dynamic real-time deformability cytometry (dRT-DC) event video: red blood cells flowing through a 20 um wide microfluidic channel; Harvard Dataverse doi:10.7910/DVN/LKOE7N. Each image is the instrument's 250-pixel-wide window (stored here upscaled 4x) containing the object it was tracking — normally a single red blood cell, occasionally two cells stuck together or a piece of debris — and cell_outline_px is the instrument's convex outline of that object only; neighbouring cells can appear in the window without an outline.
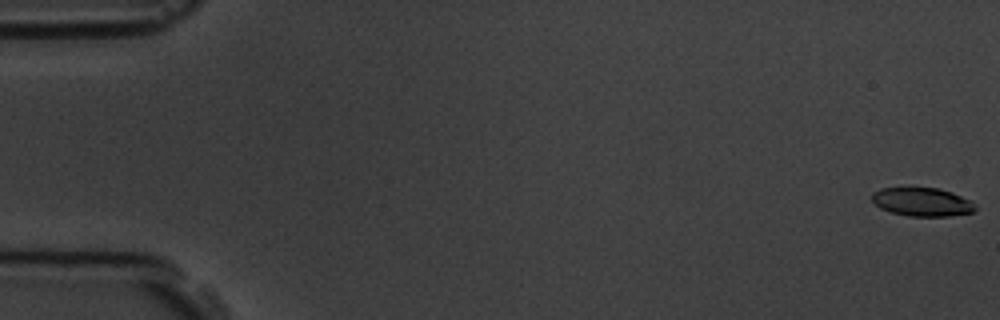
{"species": "common noctule bat (a hibernating species)", "species_latin": "Nyctalus noctula", "temperature_condition": "room temperature", "stored_images_in_passage": 7, "camera_frame_rate_fps": 3000, "um_per_image_px": 0.085, "animal": {"sex": "male", "body_mass_g": 19.5, "forearm_length_mm": 54.6}, "frame": {"image": 1, "passage_image": 1, "time_ms": 0.0, "image_size_px": [1000, 320], "cell_outline_px": [[976, 208], [972, 212], [948, 216], [908, 216], [892, 212], [880, 208], [872, 200], [872, 192], [880, 188], [936, 188], [952, 192], [972, 200]], "centroid_in_image_um": [78.38, 17.16], "position_along_channel_um": 6.6, "area_um2": 17.11}}
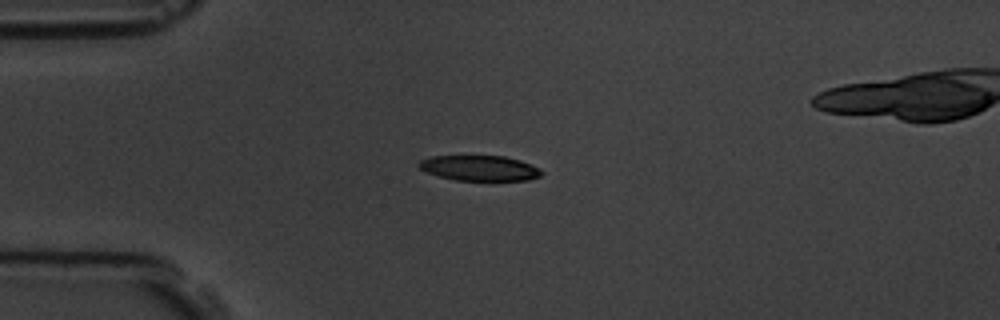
{"frame": {"image": 2, "passage_image": 5, "time_ms": 4.667, "image_size_px": [1000, 320], "cell_outline_px": [[544, 172], [540, 176], [528, 180], [456, 180], [440, 176], [428, 172], [420, 168], [416, 164], [420, 160], [432, 156], [504, 156], [520, 160], [540, 168]], "centroid_in_image_um": [40.79, 14.28], "position_along_channel_um": 44.2, "area_um2": 17.98}}
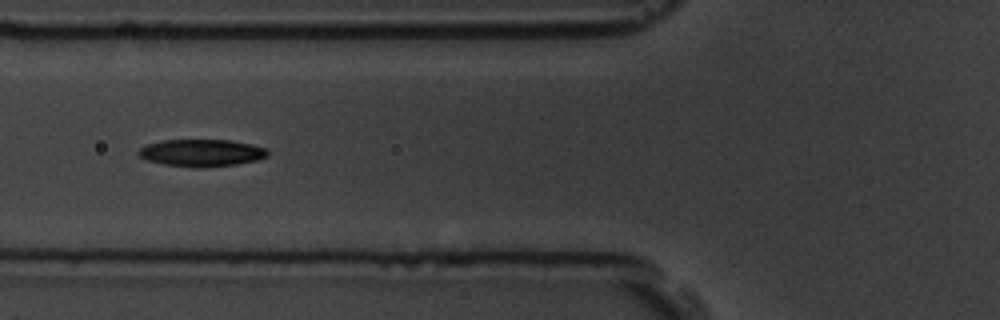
{"frame": {"image": 3, "passage_image": 7, "time_ms": 7.0, "image_size_px": [1000, 320], "cell_outline_px": [[268, 156], [256, 160], [236, 164], [204, 168], [192, 168], [164, 164], [148, 160], [140, 156], [136, 152], [140, 148], [148, 144], [164, 140], [232, 140], [252, 144], [268, 148]], "centroid_in_image_um": [17.16, 12.99], "position_along_channel_um": 108.6, "area_um2": 20.58}}